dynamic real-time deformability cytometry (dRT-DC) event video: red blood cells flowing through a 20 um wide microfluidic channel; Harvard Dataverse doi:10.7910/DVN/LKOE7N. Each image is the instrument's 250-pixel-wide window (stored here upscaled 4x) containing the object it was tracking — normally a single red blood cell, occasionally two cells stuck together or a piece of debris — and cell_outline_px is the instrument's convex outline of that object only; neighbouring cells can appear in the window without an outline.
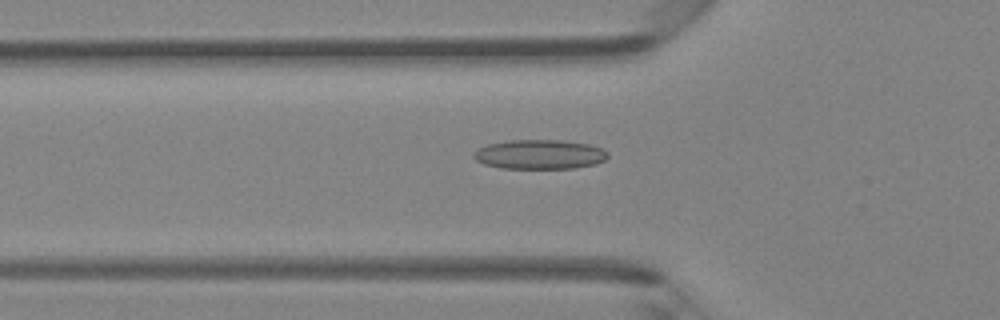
{"species": "Egyptian fruit bat (a non-hibernating species)", "species_latin": "Rousettus aegyptiacus", "temperature_condition": "room temperature", "stored_images_in_passage": 43, "camera_frame_rate_fps": 3000, "um_per_image_px": 0.085, "animal": {"sex": "female"}, "frame": {"image": 1, "passage_image": 16, "time_ms": 5.0, "image_size_px": [1000, 320], "cell_outline_px": [[608, 156], [604, 160], [596, 164], [576, 168], [500, 168], [484, 164], [476, 160], [472, 156], [472, 152], [488, 144], [508, 140], [564, 140], [588, 144], [600, 148], [608, 152]], "centroid_in_image_um": [45.86, 13.12], "position_along_channel_um": 79.9, "area_um2": 23.06}}
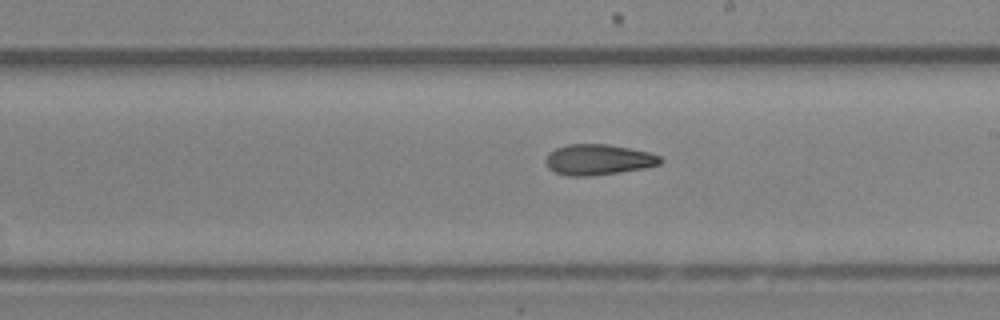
{"frame": {"image": 2, "passage_image": 27, "time_ms": 8.667, "image_size_px": [1000, 320], "cell_outline_px": [[664, 160], [660, 164], [644, 168], [588, 176], [568, 176], [556, 172], [548, 168], [544, 160], [548, 152], [556, 148], [568, 144], [608, 144], [648, 152], [660, 156]], "centroid_in_image_um": [50.82, 13.56], "position_along_channel_um": 238.2, "area_um2": 20.4}}
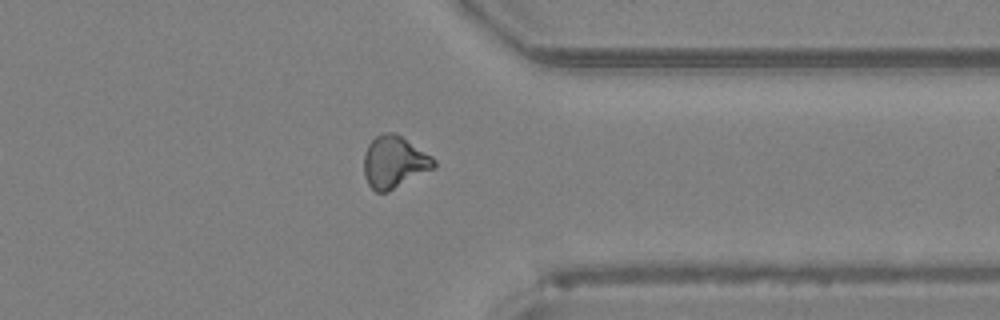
{"frame": {"image": 3, "passage_image": 37, "time_ms": 12.0, "image_size_px": [1000, 320], "cell_outline_px": [[436, 168], [388, 192], [376, 192], [368, 184], [364, 176], [364, 152], [368, 144], [376, 136], [384, 132], [392, 132], [400, 136], [432, 156], [436, 160]], "centroid_in_image_um": [33.51, 13.79], "position_along_channel_um": 377.9, "area_um2": 21.33}}